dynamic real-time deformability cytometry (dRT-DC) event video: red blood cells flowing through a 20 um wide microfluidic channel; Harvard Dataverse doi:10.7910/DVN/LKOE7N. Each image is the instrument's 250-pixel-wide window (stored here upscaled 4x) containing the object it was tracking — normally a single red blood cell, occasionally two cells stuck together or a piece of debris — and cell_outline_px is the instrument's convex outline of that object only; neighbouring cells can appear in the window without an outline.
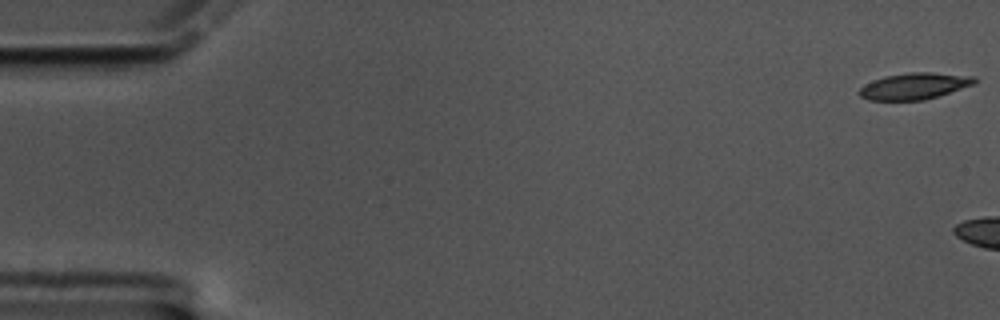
{"species": "common noctule bat (a hibernating species)", "species_latin": "Nyctalus noctula", "temperature_condition": "cold", "stored_images_in_passage": 6, "camera_frame_rate_fps": 3000, "um_per_image_px": 0.085, "animal": {"sex": "male", "body_mass_g": 17.5, "forearm_length_mm": 52.3}, "frame": {"image": 1, "passage_image": 1, "time_ms": 0.0, "image_size_px": [1000, 320], "cell_outline_px": [[976, 84], [924, 100], [868, 100], [860, 96], [856, 92], [864, 84], [872, 80], [884, 76], [908, 72], [932, 72], [976, 76]], "centroid_in_image_um": [77.71, 7.31], "position_along_channel_um": 7.3, "area_um2": 17.98}}